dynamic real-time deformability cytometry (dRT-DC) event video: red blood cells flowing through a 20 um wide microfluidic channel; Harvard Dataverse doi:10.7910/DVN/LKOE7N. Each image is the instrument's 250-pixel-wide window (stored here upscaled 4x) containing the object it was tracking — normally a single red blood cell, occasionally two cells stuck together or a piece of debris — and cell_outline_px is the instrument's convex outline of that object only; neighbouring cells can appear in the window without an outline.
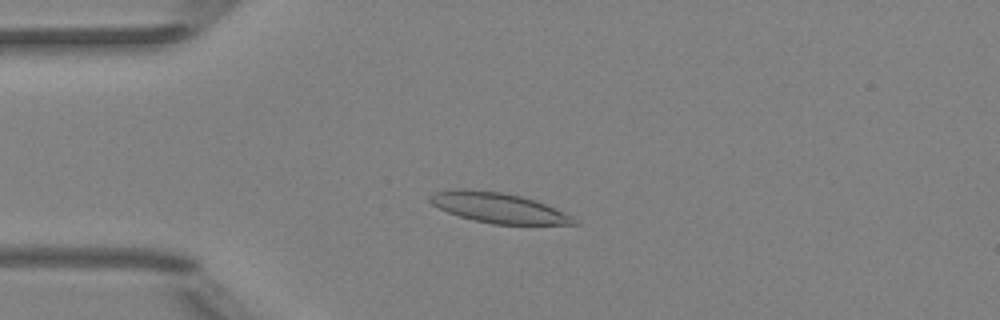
{"species": "Egyptian fruit bat (a non-hibernating species)", "species_latin": "Rousettus aegyptiacus", "temperature_condition": "room temperature", "stored_images_in_passage": 4, "camera_frame_rate_fps": 3000, "um_per_image_px": 0.085, "animal": {"sex": "female"}, "frame": {"image": 1, "passage_image": 2, "time_ms": 2.0, "image_size_px": [1000, 320], "cell_outline_px": [[580, 224], [492, 224], [460, 216], [448, 212], [432, 204], [428, 200], [428, 196], [436, 192], [456, 188], [464, 188], [500, 192], [520, 196], [536, 200], [556, 208], [572, 216]], "centroid_in_image_um": [42.36, 17.65], "position_along_channel_um": 42.6, "area_um2": 25.14}}
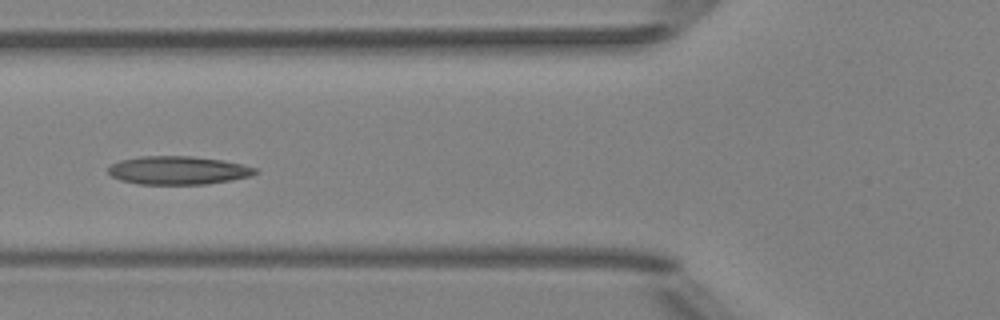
{"frame": {"image": 2, "passage_image": 4, "time_ms": 4.333, "image_size_px": [1000, 320], "cell_outline_px": [[260, 172], [252, 176], [232, 180], [208, 184], [140, 184], [120, 180], [112, 176], [108, 172], [108, 168], [112, 164], [120, 160], [140, 156], [192, 156], [220, 160], [244, 164], [256, 168]], "centroid_in_image_um": [15.18, 14.48], "position_along_channel_um": 110.6, "area_um2": 24.39}}